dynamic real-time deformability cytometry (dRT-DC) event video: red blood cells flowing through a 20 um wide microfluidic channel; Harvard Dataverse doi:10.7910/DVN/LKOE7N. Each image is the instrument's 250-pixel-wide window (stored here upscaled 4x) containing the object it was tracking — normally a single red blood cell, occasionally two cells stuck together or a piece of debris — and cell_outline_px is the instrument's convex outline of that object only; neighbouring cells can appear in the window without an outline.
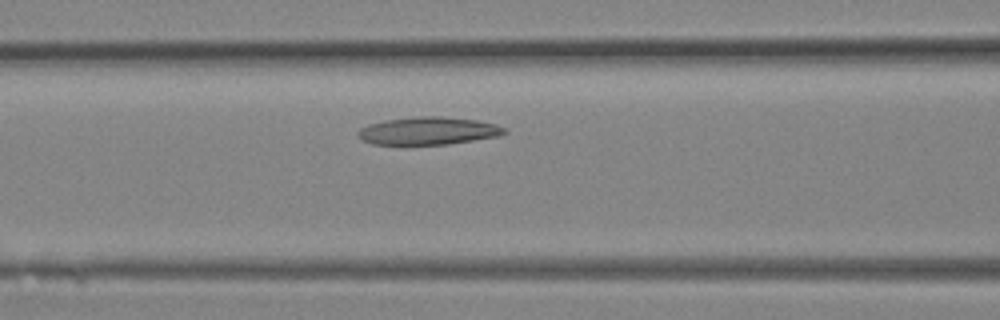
{"species": "Egyptian fruit bat (a non-hibernating species)", "species_latin": "Rousettus aegyptiacus", "temperature_condition": "room temperature", "stored_images_in_passage": 17, "camera_frame_rate_fps": 3000, "um_per_image_px": 0.085, "animal": {"sex": "female"}, "frame": {"image": 1, "passage_image": 8, "time_ms": 2.333, "image_size_px": [1000, 320], "cell_outline_px": [[508, 132], [496, 136], [448, 144], [372, 144], [356, 136], [356, 132], [360, 128], [368, 124], [384, 120], [416, 116], [440, 116], [476, 120], [496, 124], [508, 128]], "centroid_in_image_um": [36.38, 11.11], "position_along_channel_um": 130.2, "area_um2": 23.64}}
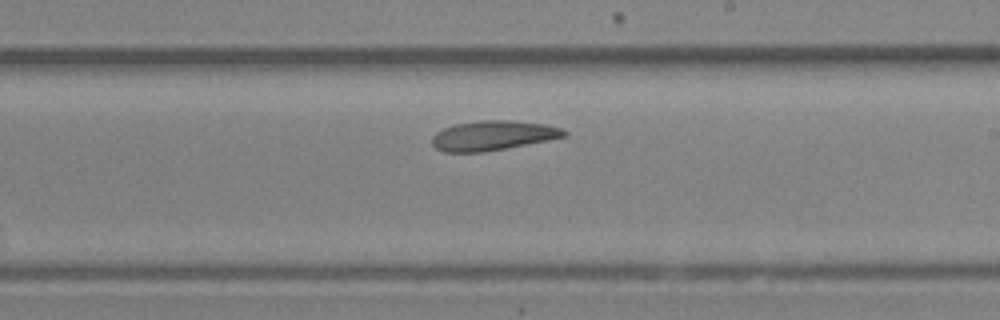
{"frame": {"image": 2, "passage_image": 13, "time_ms": 4.0, "image_size_px": [1000, 320], "cell_outline_px": [[568, 136], [548, 140], [484, 152], [444, 152], [436, 148], [432, 144], [432, 136], [436, 132], [444, 128], [456, 124], [480, 120], [512, 120], [548, 124], [564, 128], [568, 132]], "centroid_in_image_um": [41.94, 11.51], "position_along_channel_um": 247.1, "area_um2": 23.0}}
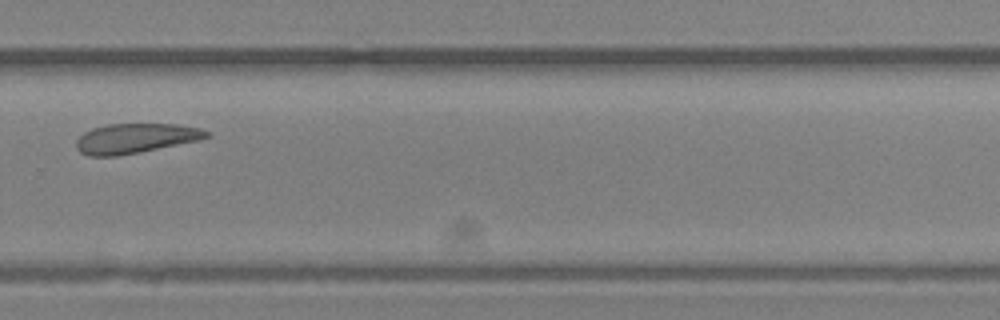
{"frame": {"image": 3, "passage_image": 16, "time_ms": 5.0, "image_size_px": [1000, 320], "cell_outline_px": [[208, 136], [200, 140], [120, 156], [88, 156], [80, 152], [76, 148], [76, 140], [84, 132], [92, 128], [108, 124], [176, 124], [200, 128], [208, 132]], "centroid_in_image_um": [11.48, 11.76], "position_along_channel_um": 318.3, "area_um2": 22.6}}